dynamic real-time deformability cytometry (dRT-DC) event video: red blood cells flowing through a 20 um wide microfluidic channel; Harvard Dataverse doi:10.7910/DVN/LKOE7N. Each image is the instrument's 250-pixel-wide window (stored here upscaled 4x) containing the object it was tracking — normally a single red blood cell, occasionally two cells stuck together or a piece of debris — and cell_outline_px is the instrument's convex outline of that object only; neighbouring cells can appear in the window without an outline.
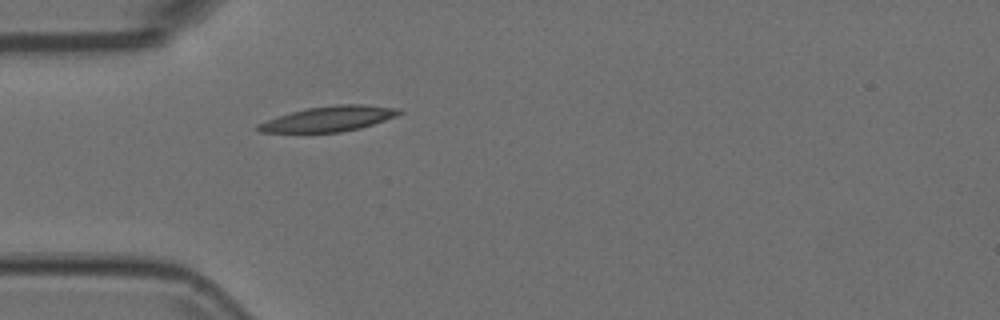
{"species": "Egyptian fruit bat (a non-hibernating species)", "species_latin": "Rousettus aegyptiacus", "temperature_condition": "room temperature", "stored_images_in_passage": 35, "camera_frame_rate_fps": 3000, "um_per_image_px": 0.085, "animal": {"sex": "female"}, "frame": {"image": 1, "passage_image": 1, "time_ms": 0.0, "image_size_px": [1000, 320], "cell_outline_px": [[404, 112], [396, 116], [360, 128], [340, 132], [260, 132], [256, 128], [256, 124], [276, 116], [308, 108], [336, 104], [364, 104], [400, 108]], "centroid_in_image_um": [27.96, 10.09], "position_along_channel_um": 57.0, "area_um2": 20.69}}
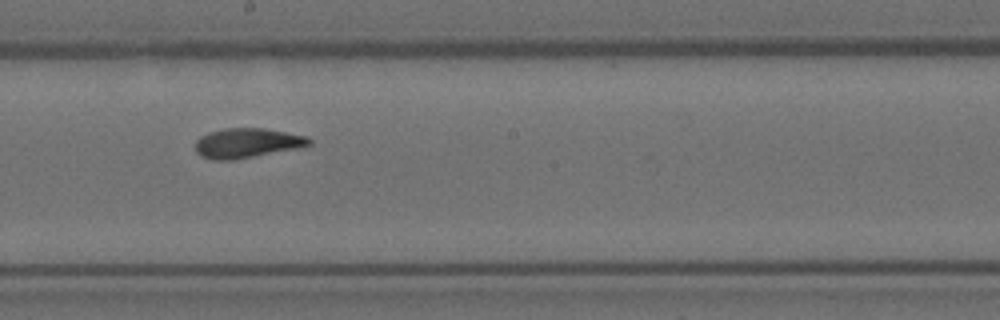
{"frame": {"image": 2, "passage_image": 15, "time_ms": 4.667, "image_size_px": [1000, 320], "cell_outline_px": [[312, 144], [296, 148], [232, 160], [212, 160], [200, 156], [196, 152], [196, 140], [200, 136], [208, 132], [224, 128], [264, 128], [308, 136], [312, 140]], "centroid_in_image_um": [20.97, 12.15], "position_along_channel_um": 227.2, "area_um2": 19.65}}
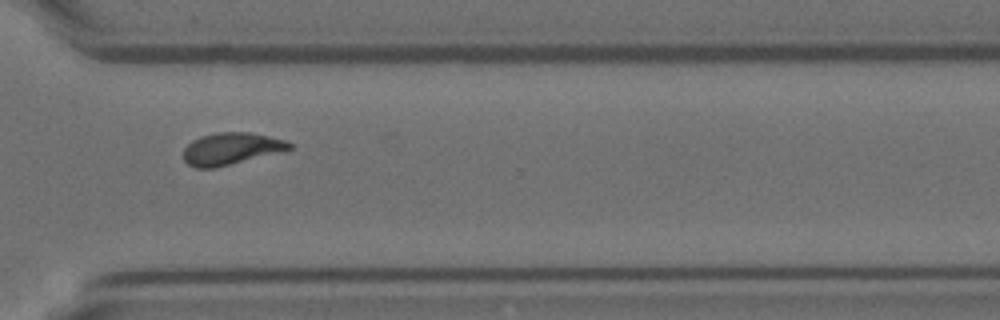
{"frame": {"image": 3, "passage_image": 25, "time_ms": 8.0, "image_size_px": [1000, 320], "cell_outline_px": [[292, 148], [216, 168], [196, 168], [188, 164], [184, 160], [184, 148], [192, 140], [200, 136], [216, 132], [252, 132], [284, 140], [292, 144]], "centroid_in_image_um": [19.59, 12.63], "position_along_channel_um": 351.0, "area_um2": 19.54}}